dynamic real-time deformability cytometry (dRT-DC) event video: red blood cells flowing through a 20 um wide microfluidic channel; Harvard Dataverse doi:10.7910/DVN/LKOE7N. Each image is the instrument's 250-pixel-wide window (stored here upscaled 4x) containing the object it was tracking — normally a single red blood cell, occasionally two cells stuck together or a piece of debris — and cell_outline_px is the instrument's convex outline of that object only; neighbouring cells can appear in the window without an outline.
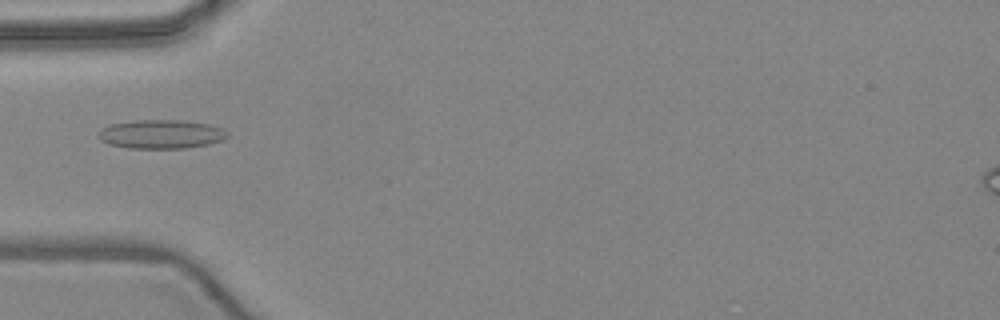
{"species": "common noctule bat (a hibernating species)", "species_latin": "Nyctalus noctula", "temperature_condition": "warm", "stored_images_in_passage": 3, "camera_frame_rate_fps": 3000, "um_per_image_px": 0.085, "animal": {"sex": "female", "body_mass_g": 24.6, "forearm_length_mm": 56.2}, "frame": {"image": 1, "passage_image": 2, "time_ms": 1.333, "image_size_px": [1000, 320], "cell_outline_px": [[228, 136], [224, 140], [208, 144], [184, 148], [128, 148], [108, 144], [100, 140], [96, 136], [100, 128], [108, 124], [136, 120], [180, 120], [208, 124], [220, 128], [228, 132]], "centroid_in_image_um": [13.63, 11.4], "position_along_channel_um": 71.4, "area_um2": 21.85}}
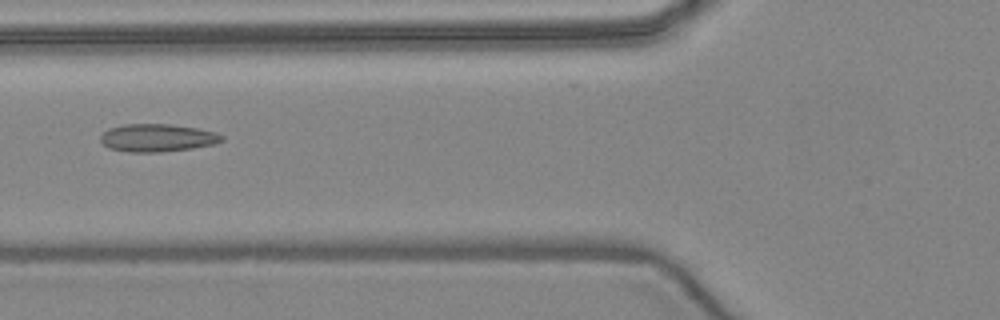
{"frame": {"image": 2, "passage_image": 3, "time_ms": 2.333, "image_size_px": [1000, 320], "cell_outline_px": [[224, 140], [212, 144], [192, 148], [160, 152], [128, 152], [108, 148], [100, 140], [100, 136], [108, 128], [124, 124], [168, 124], [196, 128], [216, 132], [224, 136]], "centroid_in_image_um": [13.35, 11.71], "position_along_channel_um": 112.5, "area_um2": 19.59}}